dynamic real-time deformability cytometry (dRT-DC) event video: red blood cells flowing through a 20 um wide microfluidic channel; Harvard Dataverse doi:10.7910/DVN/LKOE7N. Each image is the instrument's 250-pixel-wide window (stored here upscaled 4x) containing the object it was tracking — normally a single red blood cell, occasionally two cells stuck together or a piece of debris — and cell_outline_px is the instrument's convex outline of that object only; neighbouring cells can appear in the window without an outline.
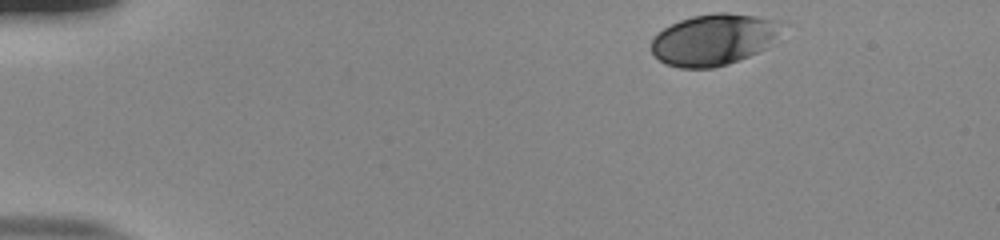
{"species": "human", "species_latin": "Homo sapiens", "temperature_condition": "room temperature", "stored_images_in_passage": 41, "camera_frame_rate_fps": 3000, "um_per_image_px": 0.085, "donor": {"sex": "male"}, "frame": {"image": 1, "passage_image": 1, "time_ms": 0.0, "image_size_px": [1000, 240], "cell_outline_px": [[788, 24], [768, 48], [728, 64], [712, 68], [680, 68], [664, 64], [652, 52], [652, 40], [664, 28], [680, 20], [692, 16], [716, 12], [728, 12], [784, 20]], "centroid_in_image_um": [60.77, 3.35], "position_along_channel_um": 24.2, "area_um2": 39.54}}
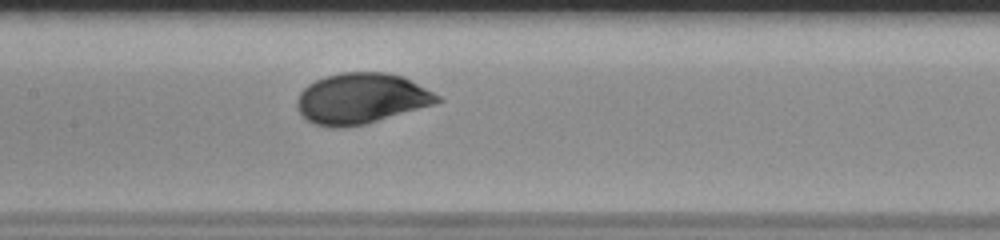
{"frame": {"image": 2, "passage_image": 21, "time_ms": 6.667, "image_size_px": [1000, 240], "cell_outline_px": [[444, 100], [432, 104], [364, 124], [340, 128], [332, 128], [316, 124], [308, 120], [296, 108], [296, 100], [300, 92], [308, 84], [324, 76], [340, 72], [388, 72], [404, 76], [440, 96]], "centroid_in_image_um": [30.68, 8.35], "position_along_channel_um": 176.7, "area_um2": 41.21}}
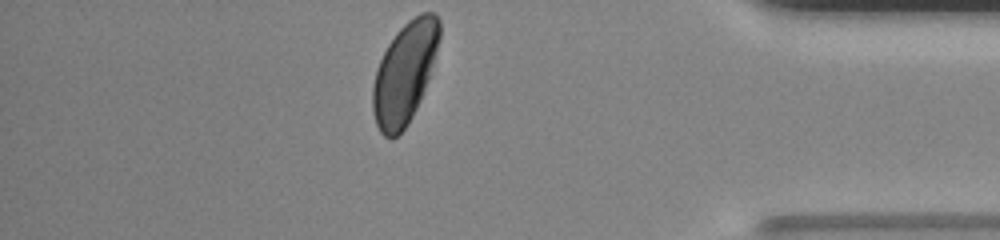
{"frame": {"image": 3, "passage_image": 41, "time_ms": 13.333, "image_size_px": [1000, 240], "cell_outline_px": [[440, 36], [436, 52], [428, 80], [420, 100], [408, 124], [392, 140], [384, 136], [380, 132], [376, 124], [372, 112], [372, 88], [376, 68], [388, 44], [396, 32], [408, 20], [420, 12], [436, 12], [440, 20]], "centroid_in_image_um": [34.38, 6.19], "position_along_channel_um": 400.8, "area_um2": 39.42}, "authors_computed_cell_mechanics": {"area_um2": 40.3444, "velocity_mm_per_s": 3.7915, "shape_relaxation_time_tau1_ms": 1.9297, "shape_relaxation_time_tau2_ms": null, "deformation_change_tau1": 0.1083, "deformation_change_tau2": null}}